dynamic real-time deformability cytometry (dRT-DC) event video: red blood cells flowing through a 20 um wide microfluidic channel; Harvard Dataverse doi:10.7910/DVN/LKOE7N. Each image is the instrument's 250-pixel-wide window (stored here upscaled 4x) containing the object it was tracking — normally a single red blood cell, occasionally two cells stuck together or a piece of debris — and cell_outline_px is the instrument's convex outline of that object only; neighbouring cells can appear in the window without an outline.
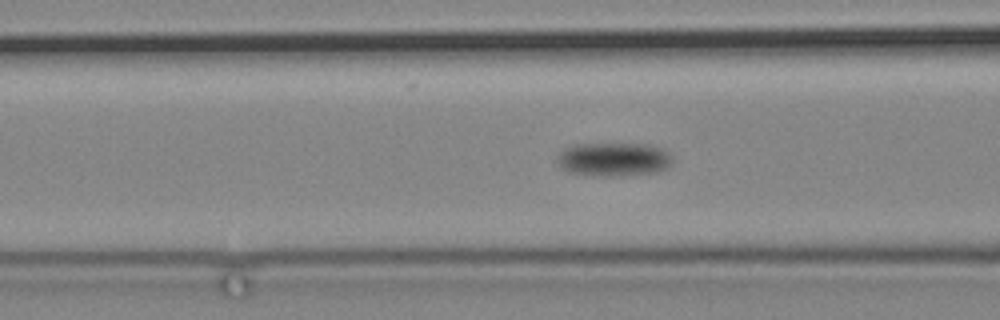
{"species": "common noctule bat (a hibernating species)", "species_latin": "Nyctalus noctula", "temperature_condition": "cold", "stored_images_in_passage": 76, "camera_frame_rate_fps": 3000, "um_per_image_px": 0.085, "animal": {"sex": "male", "body_mass_g": 19.2, "forearm_length_mm": 51.8}, "frame": {"image": 1, "passage_image": 31, "time_ms": 10.0, "image_size_px": [1000, 320], "cell_outline_px": [[672, 160], [660, 172], [616, 176], [592, 176], [568, 172], [560, 168], [556, 164], [556, 156], [560, 152], [572, 144], [648, 144], [664, 148], [668, 152]], "centroid_in_image_um": [52.1, 13.55], "position_along_channel_um": 114.5, "area_um2": 22.95}}
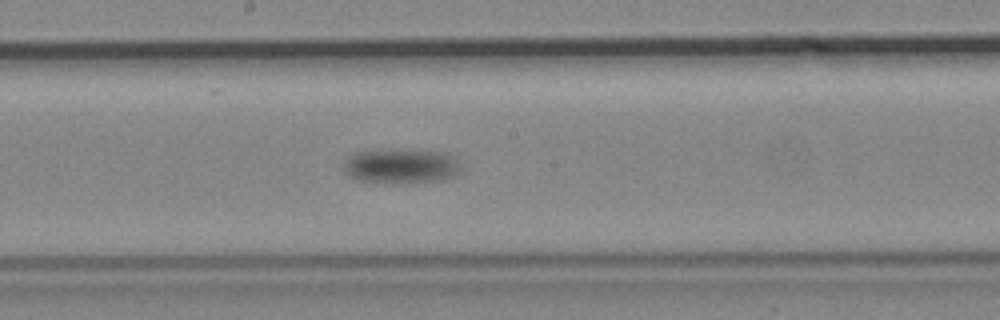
{"frame": {"image": 2, "passage_image": 42, "time_ms": 13.667, "image_size_px": [1000, 320], "cell_outline_px": [[456, 172], [452, 176], [444, 180], [356, 180], [344, 168], [344, 164], [348, 156], [356, 152], [408, 148], [448, 152], [456, 160]], "centroid_in_image_um": [34.09, 14.02], "position_along_channel_um": 214.1, "area_um2": 22.6}}
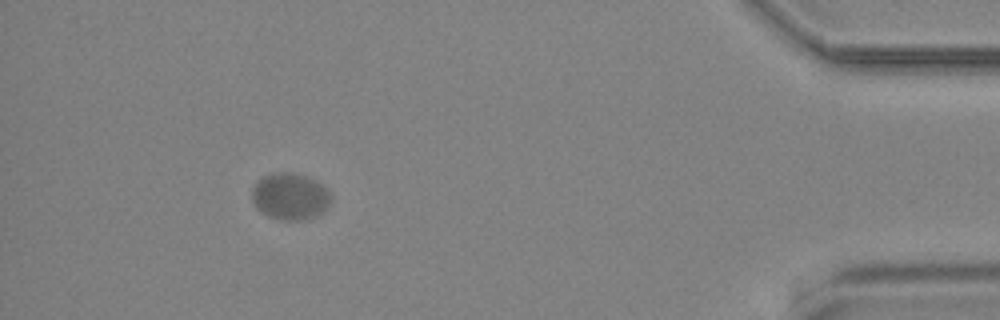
{"frame": {"image": 3, "passage_image": 70, "time_ms": 23.0, "image_size_px": [1000, 320], "cell_outline_px": [[332, 200], [316, 216], [300, 220], [280, 220], [268, 216], [260, 212], [256, 208], [252, 200], [252, 188], [264, 176], [272, 172], [292, 172], [316, 180], [328, 192]], "centroid_in_image_um": [24.61, 16.7], "position_along_channel_um": 410.6, "area_um2": 21.27}}